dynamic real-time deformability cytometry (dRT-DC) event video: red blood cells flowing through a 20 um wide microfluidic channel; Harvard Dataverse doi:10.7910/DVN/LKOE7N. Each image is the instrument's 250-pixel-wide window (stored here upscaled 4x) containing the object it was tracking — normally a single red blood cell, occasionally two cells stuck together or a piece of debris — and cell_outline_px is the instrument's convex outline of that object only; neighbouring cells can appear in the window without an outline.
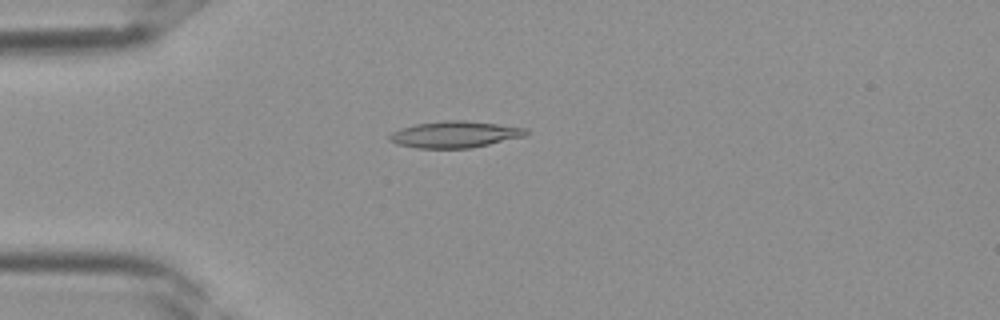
{"species": "Egyptian fruit bat (a non-hibernating species)", "species_latin": "Rousettus aegyptiacus", "temperature_condition": "room temperature", "stored_images_in_passage": 35, "camera_frame_rate_fps": 3000, "um_per_image_px": 0.085, "frame": {"image": 1, "passage_image": 7, "time_ms": 2.0, "image_size_px": [1000, 320], "cell_outline_px": [[528, 132], [524, 136], [488, 144], [468, 148], [416, 148], [396, 144], [388, 140], [388, 136], [392, 132], [400, 128], [416, 124], [444, 120], [464, 120], [528, 128]], "centroid_in_image_um": [38.61, 11.42], "position_along_channel_um": 46.4, "area_um2": 20.98}}
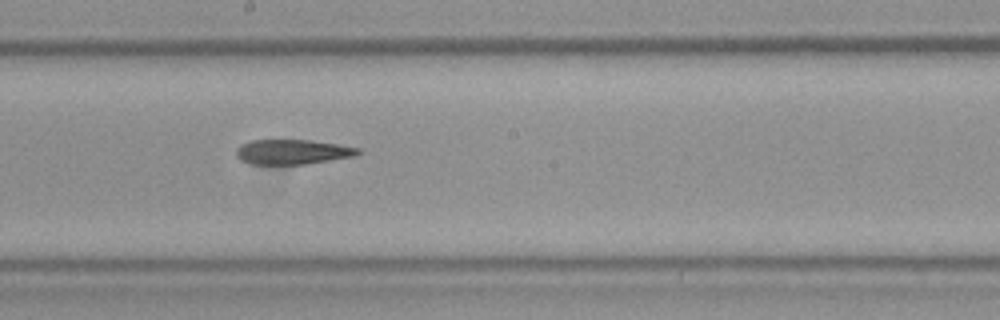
{"frame": {"image": 2, "passage_image": 18, "time_ms": 5.667, "image_size_px": [1000, 320], "cell_outline_px": [[364, 152], [356, 156], [304, 164], [252, 164], [240, 160], [236, 156], [236, 148], [240, 144], [252, 140], [308, 140], [336, 144], [360, 148]], "centroid_in_image_um": [24.87, 12.91], "position_along_channel_um": 223.3, "area_um2": 17.69}}
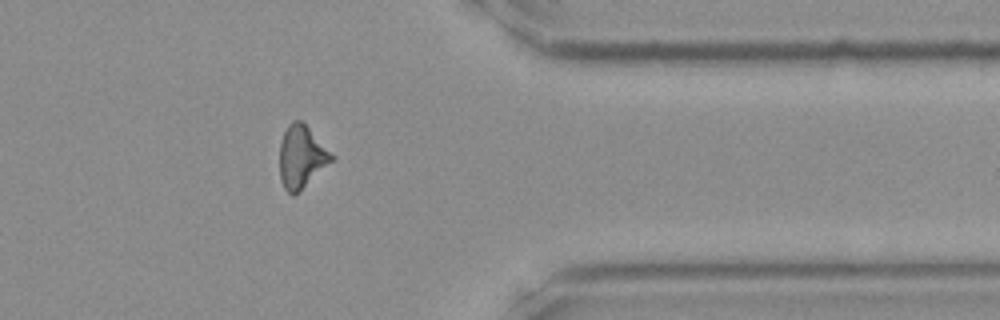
{"frame": {"image": 3, "passage_image": 28, "time_ms": 9.0, "image_size_px": [1000, 320], "cell_outline_px": [[336, 156], [332, 160], [292, 196], [284, 188], [280, 180], [280, 140], [288, 124], [292, 120], [300, 120]], "centroid_in_image_um": [25.6, 13.29], "position_along_channel_um": 385.8, "area_um2": 18.44}}